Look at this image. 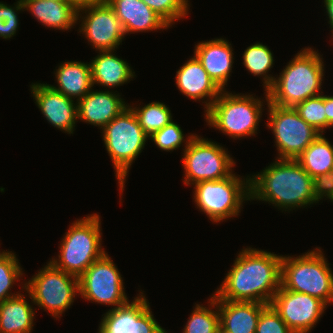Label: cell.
Masks as SVG:
<instances>
[{
	"mask_svg": "<svg viewBox=\"0 0 333 333\" xmlns=\"http://www.w3.org/2000/svg\"><path fill=\"white\" fill-rule=\"evenodd\" d=\"M282 255L243 248L215 296L221 300L270 304L281 287Z\"/></svg>",
	"mask_w": 333,
	"mask_h": 333,
	"instance_id": "1",
	"label": "cell"
},
{
	"mask_svg": "<svg viewBox=\"0 0 333 333\" xmlns=\"http://www.w3.org/2000/svg\"><path fill=\"white\" fill-rule=\"evenodd\" d=\"M276 160L262 172L250 176V201H266L285 212L316 204L313 178L300 163L292 159Z\"/></svg>",
	"mask_w": 333,
	"mask_h": 333,
	"instance_id": "2",
	"label": "cell"
},
{
	"mask_svg": "<svg viewBox=\"0 0 333 333\" xmlns=\"http://www.w3.org/2000/svg\"><path fill=\"white\" fill-rule=\"evenodd\" d=\"M321 56L311 47L299 51L266 90L269 103L295 107L308 98L323 94L320 89L325 69Z\"/></svg>",
	"mask_w": 333,
	"mask_h": 333,
	"instance_id": "3",
	"label": "cell"
},
{
	"mask_svg": "<svg viewBox=\"0 0 333 333\" xmlns=\"http://www.w3.org/2000/svg\"><path fill=\"white\" fill-rule=\"evenodd\" d=\"M281 287L333 303V272L321 248L297 257L282 256Z\"/></svg>",
	"mask_w": 333,
	"mask_h": 333,
	"instance_id": "4",
	"label": "cell"
},
{
	"mask_svg": "<svg viewBox=\"0 0 333 333\" xmlns=\"http://www.w3.org/2000/svg\"><path fill=\"white\" fill-rule=\"evenodd\" d=\"M101 220L96 213L72 223L60 243L58 259L50 262L66 273L80 277L106 252L101 246Z\"/></svg>",
	"mask_w": 333,
	"mask_h": 333,
	"instance_id": "5",
	"label": "cell"
},
{
	"mask_svg": "<svg viewBox=\"0 0 333 333\" xmlns=\"http://www.w3.org/2000/svg\"><path fill=\"white\" fill-rule=\"evenodd\" d=\"M259 99L252 94L235 95L223 90L205 112V121L233 139L254 136L264 110Z\"/></svg>",
	"mask_w": 333,
	"mask_h": 333,
	"instance_id": "6",
	"label": "cell"
},
{
	"mask_svg": "<svg viewBox=\"0 0 333 333\" xmlns=\"http://www.w3.org/2000/svg\"><path fill=\"white\" fill-rule=\"evenodd\" d=\"M103 141L115 169L119 189L123 193L126 176L134 160L145 147L149 136L139 125L128 106L103 129Z\"/></svg>",
	"mask_w": 333,
	"mask_h": 333,
	"instance_id": "7",
	"label": "cell"
},
{
	"mask_svg": "<svg viewBox=\"0 0 333 333\" xmlns=\"http://www.w3.org/2000/svg\"><path fill=\"white\" fill-rule=\"evenodd\" d=\"M232 174L220 180L200 181L194 184V203L212 222L236 217L243 201L250 200V177Z\"/></svg>",
	"mask_w": 333,
	"mask_h": 333,
	"instance_id": "8",
	"label": "cell"
},
{
	"mask_svg": "<svg viewBox=\"0 0 333 333\" xmlns=\"http://www.w3.org/2000/svg\"><path fill=\"white\" fill-rule=\"evenodd\" d=\"M23 284L22 288L31 302L57 319L70 308L75 295L79 293L78 277L55 267L51 262Z\"/></svg>",
	"mask_w": 333,
	"mask_h": 333,
	"instance_id": "9",
	"label": "cell"
},
{
	"mask_svg": "<svg viewBox=\"0 0 333 333\" xmlns=\"http://www.w3.org/2000/svg\"><path fill=\"white\" fill-rule=\"evenodd\" d=\"M182 166L184 183L194 185L200 181L220 180L233 174L235 161L228 150L211 140L194 135L184 146Z\"/></svg>",
	"mask_w": 333,
	"mask_h": 333,
	"instance_id": "10",
	"label": "cell"
},
{
	"mask_svg": "<svg viewBox=\"0 0 333 333\" xmlns=\"http://www.w3.org/2000/svg\"><path fill=\"white\" fill-rule=\"evenodd\" d=\"M265 93L269 112L266 126L274 133L277 159L296 160L320 133L306 123L294 107L269 103L267 91Z\"/></svg>",
	"mask_w": 333,
	"mask_h": 333,
	"instance_id": "11",
	"label": "cell"
},
{
	"mask_svg": "<svg viewBox=\"0 0 333 333\" xmlns=\"http://www.w3.org/2000/svg\"><path fill=\"white\" fill-rule=\"evenodd\" d=\"M78 279L79 295L87 301L113 305L111 309L130 302L121 274L107 253L95 260Z\"/></svg>",
	"mask_w": 333,
	"mask_h": 333,
	"instance_id": "12",
	"label": "cell"
},
{
	"mask_svg": "<svg viewBox=\"0 0 333 333\" xmlns=\"http://www.w3.org/2000/svg\"><path fill=\"white\" fill-rule=\"evenodd\" d=\"M77 20L82 21L79 32H83L96 51L117 49L126 35L121 21L107 2L78 10Z\"/></svg>",
	"mask_w": 333,
	"mask_h": 333,
	"instance_id": "13",
	"label": "cell"
},
{
	"mask_svg": "<svg viewBox=\"0 0 333 333\" xmlns=\"http://www.w3.org/2000/svg\"><path fill=\"white\" fill-rule=\"evenodd\" d=\"M270 304L294 333L310 332L328 307L316 297L282 287L275 293Z\"/></svg>",
	"mask_w": 333,
	"mask_h": 333,
	"instance_id": "14",
	"label": "cell"
},
{
	"mask_svg": "<svg viewBox=\"0 0 333 333\" xmlns=\"http://www.w3.org/2000/svg\"><path fill=\"white\" fill-rule=\"evenodd\" d=\"M35 103L46 120L59 130L73 134L77 120V103L49 84L34 83L30 86Z\"/></svg>",
	"mask_w": 333,
	"mask_h": 333,
	"instance_id": "15",
	"label": "cell"
},
{
	"mask_svg": "<svg viewBox=\"0 0 333 333\" xmlns=\"http://www.w3.org/2000/svg\"><path fill=\"white\" fill-rule=\"evenodd\" d=\"M179 91L190 99L205 100V112L223 91L208 75L198 59L193 56L176 72ZM205 98V99H204Z\"/></svg>",
	"mask_w": 333,
	"mask_h": 333,
	"instance_id": "16",
	"label": "cell"
},
{
	"mask_svg": "<svg viewBox=\"0 0 333 333\" xmlns=\"http://www.w3.org/2000/svg\"><path fill=\"white\" fill-rule=\"evenodd\" d=\"M119 93L90 90L77 103V119L103 129L128 105Z\"/></svg>",
	"mask_w": 333,
	"mask_h": 333,
	"instance_id": "17",
	"label": "cell"
},
{
	"mask_svg": "<svg viewBox=\"0 0 333 333\" xmlns=\"http://www.w3.org/2000/svg\"><path fill=\"white\" fill-rule=\"evenodd\" d=\"M232 49L224 38L202 41L195 45L194 56L222 90L231 76L234 63Z\"/></svg>",
	"mask_w": 333,
	"mask_h": 333,
	"instance_id": "18",
	"label": "cell"
},
{
	"mask_svg": "<svg viewBox=\"0 0 333 333\" xmlns=\"http://www.w3.org/2000/svg\"><path fill=\"white\" fill-rule=\"evenodd\" d=\"M220 333H256L261 311L267 304L259 302L228 301L218 299Z\"/></svg>",
	"mask_w": 333,
	"mask_h": 333,
	"instance_id": "19",
	"label": "cell"
},
{
	"mask_svg": "<svg viewBox=\"0 0 333 333\" xmlns=\"http://www.w3.org/2000/svg\"><path fill=\"white\" fill-rule=\"evenodd\" d=\"M107 3L121 21L125 34L170 27L142 0H107Z\"/></svg>",
	"mask_w": 333,
	"mask_h": 333,
	"instance_id": "20",
	"label": "cell"
},
{
	"mask_svg": "<svg viewBox=\"0 0 333 333\" xmlns=\"http://www.w3.org/2000/svg\"><path fill=\"white\" fill-rule=\"evenodd\" d=\"M115 50L99 51L98 55L91 60L92 85L100 84L113 88L129 82L135 77V72L129 64L114 54Z\"/></svg>",
	"mask_w": 333,
	"mask_h": 333,
	"instance_id": "21",
	"label": "cell"
},
{
	"mask_svg": "<svg viewBox=\"0 0 333 333\" xmlns=\"http://www.w3.org/2000/svg\"><path fill=\"white\" fill-rule=\"evenodd\" d=\"M149 306L144 293L140 292L131 303L104 313L98 333H140V315Z\"/></svg>",
	"mask_w": 333,
	"mask_h": 333,
	"instance_id": "22",
	"label": "cell"
},
{
	"mask_svg": "<svg viewBox=\"0 0 333 333\" xmlns=\"http://www.w3.org/2000/svg\"><path fill=\"white\" fill-rule=\"evenodd\" d=\"M25 10L42 25L58 30H69L77 23V10L67 2L53 0H23Z\"/></svg>",
	"mask_w": 333,
	"mask_h": 333,
	"instance_id": "23",
	"label": "cell"
},
{
	"mask_svg": "<svg viewBox=\"0 0 333 333\" xmlns=\"http://www.w3.org/2000/svg\"><path fill=\"white\" fill-rule=\"evenodd\" d=\"M57 87L54 90L76 101L82 99L92 88L90 63L67 61L58 66L55 71Z\"/></svg>",
	"mask_w": 333,
	"mask_h": 333,
	"instance_id": "24",
	"label": "cell"
},
{
	"mask_svg": "<svg viewBox=\"0 0 333 333\" xmlns=\"http://www.w3.org/2000/svg\"><path fill=\"white\" fill-rule=\"evenodd\" d=\"M25 295L18 294L0 302V333H31L35 310Z\"/></svg>",
	"mask_w": 333,
	"mask_h": 333,
	"instance_id": "25",
	"label": "cell"
},
{
	"mask_svg": "<svg viewBox=\"0 0 333 333\" xmlns=\"http://www.w3.org/2000/svg\"><path fill=\"white\" fill-rule=\"evenodd\" d=\"M296 160L312 178L331 172L333 145L323 134H319Z\"/></svg>",
	"mask_w": 333,
	"mask_h": 333,
	"instance_id": "26",
	"label": "cell"
},
{
	"mask_svg": "<svg viewBox=\"0 0 333 333\" xmlns=\"http://www.w3.org/2000/svg\"><path fill=\"white\" fill-rule=\"evenodd\" d=\"M243 65L254 76H262L266 91L274 82L275 77L268 74L274 65V57L271 50L260 42L247 47L243 53Z\"/></svg>",
	"mask_w": 333,
	"mask_h": 333,
	"instance_id": "27",
	"label": "cell"
},
{
	"mask_svg": "<svg viewBox=\"0 0 333 333\" xmlns=\"http://www.w3.org/2000/svg\"><path fill=\"white\" fill-rule=\"evenodd\" d=\"M208 303L211 307L207 308L199 303L195 305L183 333H220V315L217 301L211 297ZM213 307L216 308L215 311Z\"/></svg>",
	"mask_w": 333,
	"mask_h": 333,
	"instance_id": "28",
	"label": "cell"
},
{
	"mask_svg": "<svg viewBox=\"0 0 333 333\" xmlns=\"http://www.w3.org/2000/svg\"><path fill=\"white\" fill-rule=\"evenodd\" d=\"M128 106L133 110L139 125L149 137L173 120L169 107L159 101L151 102L141 108L129 104Z\"/></svg>",
	"mask_w": 333,
	"mask_h": 333,
	"instance_id": "29",
	"label": "cell"
},
{
	"mask_svg": "<svg viewBox=\"0 0 333 333\" xmlns=\"http://www.w3.org/2000/svg\"><path fill=\"white\" fill-rule=\"evenodd\" d=\"M22 268L16 255L12 251L0 252V302L20 294L11 293V288L23 276Z\"/></svg>",
	"mask_w": 333,
	"mask_h": 333,
	"instance_id": "30",
	"label": "cell"
},
{
	"mask_svg": "<svg viewBox=\"0 0 333 333\" xmlns=\"http://www.w3.org/2000/svg\"><path fill=\"white\" fill-rule=\"evenodd\" d=\"M295 110L299 116L320 134L326 129L325 95L311 97L297 104Z\"/></svg>",
	"mask_w": 333,
	"mask_h": 333,
	"instance_id": "31",
	"label": "cell"
},
{
	"mask_svg": "<svg viewBox=\"0 0 333 333\" xmlns=\"http://www.w3.org/2000/svg\"><path fill=\"white\" fill-rule=\"evenodd\" d=\"M170 27L188 14V0H142Z\"/></svg>",
	"mask_w": 333,
	"mask_h": 333,
	"instance_id": "32",
	"label": "cell"
},
{
	"mask_svg": "<svg viewBox=\"0 0 333 333\" xmlns=\"http://www.w3.org/2000/svg\"><path fill=\"white\" fill-rule=\"evenodd\" d=\"M193 136L194 134L189 135L187 139H184L185 137L181 127L172 120L162 129L153 133L149 139L154 141L157 147L161 150L173 151L178 149L182 143L188 145Z\"/></svg>",
	"mask_w": 333,
	"mask_h": 333,
	"instance_id": "33",
	"label": "cell"
},
{
	"mask_svg": "<svg viewBox=\"0 0 333 333\" xmlns=\"http://www.w3.org/2000/svg\"><path fill=\"white\" fill-rule=\"evenodd\" d=\"M12 7L0 2V37L10 39L19 27L18 11H24L23 0H18Z\"/></svg>",
	"mask_w": 333,
	"mask_h": 333,
	"instance_id": "34",
	"label": "cell"
},
{
	"mask_svg": "<svg viewBox=\"0 0 333 333\" xmlns=\"http://www.w3.org/2000/svg\"><path fill=\"white\" fill-rule=\"evenodd\" d=\"M256 333H294L281 319L279 313L268 304L260 314Z\"/></svg>",
	"mask_w": 333,
	"mask_h": 333,
	"instance_id": "35",
	"label": "cell"
},
{
	"mask_svg": "<svg viewBox=\"0 0 333 333\" xmlns=\"http://www.w3.org/2000/svg\"><path fill=\"white\" fill-rule=\"evenodd\" d=\"M313 193L317 203L324 197L333 202V171L313 178Z\"/></svg>",
	"mask_w": 333,
	"mask_h": 333,
	"instance_id": "36",
	"label": "cell"
},
{
	"mask_svg": "<svg viewBox=\"0 0 333 333\" xmlns=\"http://www.w3.org/2000/svg\"><path fill=\"white\" fill-rule=\"evenodd\" d=\"M139 326L140 333H167L154 319L150 306L140 315Z\"/></svg>",
	"mask_w": 333,
	"mask_h": 333,
	"instance_id": "37",
	"label": "cell"
},
{
	"mask_svg": "<svg viewBox=\"0 0 333 333\" xmlns=\"http://www.w3.org/2000/svg\"><path fill=\"white\" fill-rule=\"evenodd\" d=\"M326 129L333 127V96L325 95Z\"/></svg>",
	"mask_w": 333,
	"mask_h": 333,
	"instance_id": "38",
	"label": "cell"
},
{
	"mask_svg": "<svg viewBox=\"0 0 333 333\" xmlns=\"http://www.w3.org/2000/svg\"><path fill=\"white\" fill-rule=\"evenodd\" d=\"M107 2V0H70V4L78 11L85 7Z\"/></svg>",
	"mask_w": 333,
	"mask_h": 333,
	"instance_id": "39",
	"label": "cell"
},
{
	"mask_svg": "<svg viewBox=\"0 0 333 333\" xmlns=\"http://www.w3.org/2000/svg\"><path fill=\"white\" fill-rule=\"evenodd\" d=\"M324 7L326 8V13L329 18L328 23L330 24V28L332 31V37H333V0H324Z\"/></svg>",
	"mask_w": 333,
	"mask_h": 333,
	"instance_id": "40",
	"label": "cell"
},
{
	"mask_svg": "<svg viewBox=\"0 0 333 333\" xmlns=\"http://www.w3.org/2000/svg\"><path fill=\"white\" fill-rule=\"evenodd\" d=\"M53 1H59V2H67V3H70V0H53Z\"/></svg>",
	"mask_w": 333,
	"mask_h": 333,
	"instance_id": "41",
	"label": "cell"
}]
</instances>
